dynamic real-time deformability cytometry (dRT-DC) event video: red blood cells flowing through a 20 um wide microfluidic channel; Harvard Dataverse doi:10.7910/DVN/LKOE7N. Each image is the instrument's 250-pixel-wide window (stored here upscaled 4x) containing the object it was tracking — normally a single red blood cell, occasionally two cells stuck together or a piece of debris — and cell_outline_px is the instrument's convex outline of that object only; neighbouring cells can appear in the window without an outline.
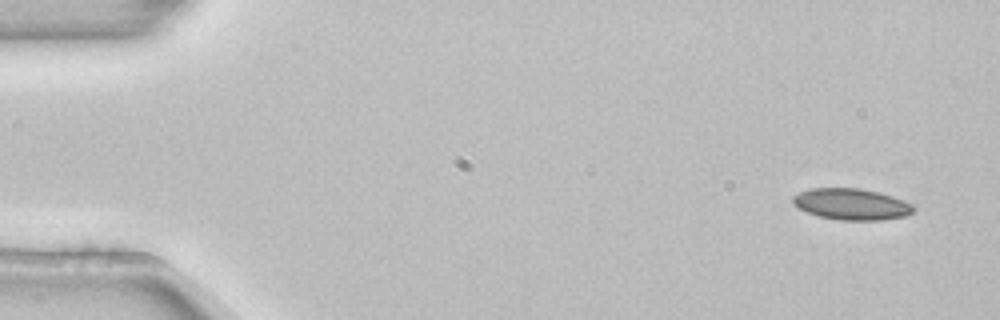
{"species": "common noctule bat (a hibernating species)", "species_latin": "Nyctalus noctula", "temperature_condition": "room temperature", "stored_images_in_passage": 4, "camera_frame_rate_fps": 3000, "um_per_image_px": 0.085, "animal": {"sex": "female", "body_mass_g": 22.7, "forearm_length_mm": 54.2}, "frame": {"image": 1, "passage_image": 1, "time_ms": 0.0, "image_size_px": [1000, 320], "cell_outline_px": [[916, 208], [908, 216], [880, 220], [840, 220], [820, 216], [808, 212], [800, 208], [792, 200], [792, 196], [800, 192], [812, 188], [860, 188], [892, 196], [904, 200], [912, 204]], "centroid_in_image_um": [72.42, 17.35], "position_along_channel_um": 12.6, "area_um2": 21.85}}